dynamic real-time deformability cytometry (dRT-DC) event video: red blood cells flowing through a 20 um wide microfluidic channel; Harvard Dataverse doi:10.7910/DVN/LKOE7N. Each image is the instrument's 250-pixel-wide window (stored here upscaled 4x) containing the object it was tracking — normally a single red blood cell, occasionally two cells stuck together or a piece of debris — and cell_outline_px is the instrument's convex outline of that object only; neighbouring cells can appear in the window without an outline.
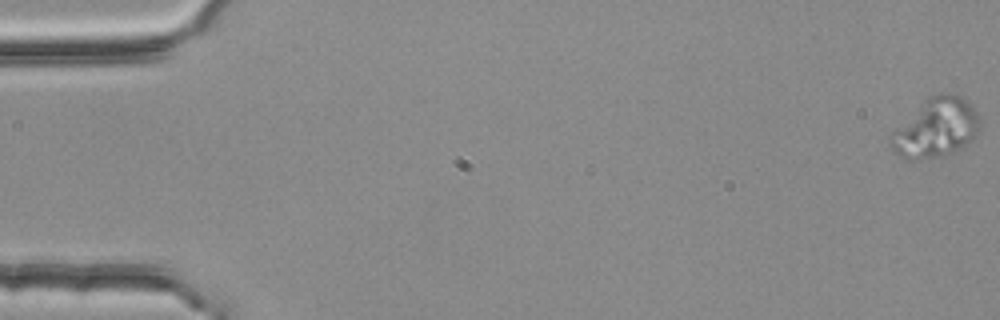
{"species": "common noctule bat (a hibernating species)", "species_latin": "Nyctalus noctula", "temperature_condition": "room temperature", "stored_images_in_passage": 5, "camera_frame_rate_fps": 3000, "um_per_image_px": 0.085, "animal": {"sex": "female", "body_mass_g": 25.1}, "frame": {"image": 1, "passage_image": 1, "time_ms": 0.0, "image_size_px": [1000, 320], "cell_outline_px": [[980, 128], [960, 148], [948, 156], [908, 160], [892, 152], [892, 132], [932, 96], [952, 92], [960, 96], [972, 108], [980, 120]], "centroid_in_image_um": [79.55, 10.92], "position_along_channel_um": 5.4, "area_um2": 29.42}}
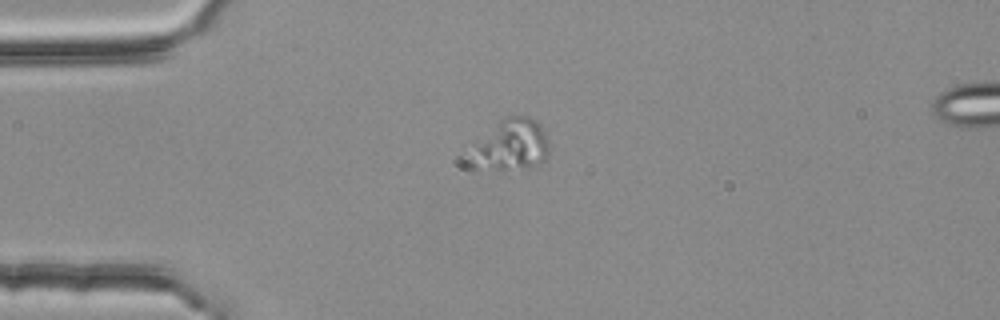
{"frame": {"image": 2, "passage_image": 3, "time_ms": 0.667, "image_size_px": [1000, 320], "cell_outline_px": [[548, 152], [544, 160], [532, 168], [472, 168], [464, 160], [460, 152], [508, 116], [528, 116], [536, 120], [540, 124], [544, 132], [548, 144]], "centroid_in_image_um": [43.27, 12.36], "position_along_channel_um": 41.7, "area_um2": 24.28}}